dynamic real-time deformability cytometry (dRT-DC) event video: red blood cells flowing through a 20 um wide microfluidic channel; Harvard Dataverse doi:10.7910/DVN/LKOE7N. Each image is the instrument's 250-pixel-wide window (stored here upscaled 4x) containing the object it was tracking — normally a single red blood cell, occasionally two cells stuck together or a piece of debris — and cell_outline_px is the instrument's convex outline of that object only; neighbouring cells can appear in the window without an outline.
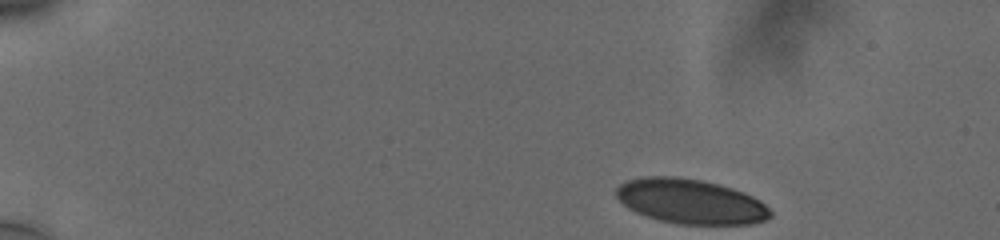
{"species": "human", "species_latin": "Homo sapiens", "temperature_condition": "cold", "stored_images_in_passage": 48, "camera_frame_rate_fps": 3000, "um_per_image_px": 0.085, "donor": {"sex": "male"}, "frame": {"image": 1, "passage_image": 1, "time_ms": 0.0, "image_size_px": [1000, 240], "cell_outline_px": [[772, 216], [764, 220], [752, 224], [676, 224], [660, 220], [636, 212], [628, 208], [616, 196], [616, 188], [624, 180], [644, 176], [676, 176], [704, 180], [720, 184], [744, 192], [760, 200], [772, 212]], "centroid_in_image_um": [58.69, 17.1], "position_along_channel_um": 26.3, "area_um2": 40.4}}
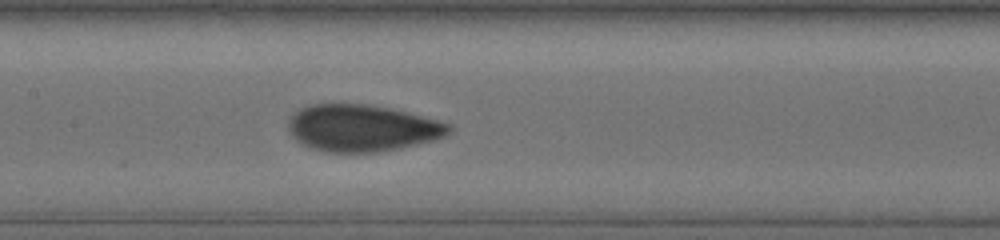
{"frame": {"image": 2, "passage_image": 22, "time_ms": 7.0, "image_size_px": [1000, 240], "cell_outline_px": [[452, 128], [444, 136], [432, 140], [400, 148], [376, 152], [324, 152], [308, 148], [300, 144], [292, 136], [288, 128], [288, 120], [300, 108], [312, 104], [368, 104], [388, 108], [452, 124]], "centroid_in_image_um": [30.71, 10.9], "position_along_channel_um": 176.7, "area_um2": 43.58}}
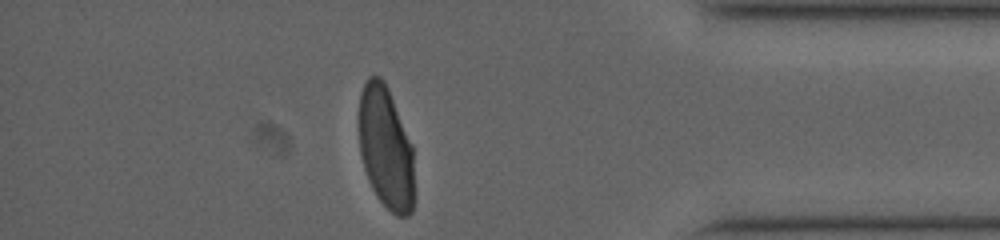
{"frame": {"image": 3, "passage_image": 42, "time_ms": 13.667, "image_size_px": [1000, 240], "cell_outline_px": [[416, 196], [412, 212], [408, 216], [396, 216], [376, 196], [372, 188], [364, 168], [360, 152], [360, 92], [368, 76], [380, 76], [384, 80], [388, 88], [412, 144]], "centroid_in_image_um": [32.84, 12.61], "position_along_channel_um": 402.4, "area_um2": 39.88}, "authors_computed_cell_mechanics": {"area_um2": 42.6275, "velocity_mm_per_s": 3.7626, "shape_relaxation_time_tau1_ms": 6.6547, "shape_relaxation_time_tau2_ms": null, "deformation_change_tau1": 0.1816, "deformation_change_tau2": null}}